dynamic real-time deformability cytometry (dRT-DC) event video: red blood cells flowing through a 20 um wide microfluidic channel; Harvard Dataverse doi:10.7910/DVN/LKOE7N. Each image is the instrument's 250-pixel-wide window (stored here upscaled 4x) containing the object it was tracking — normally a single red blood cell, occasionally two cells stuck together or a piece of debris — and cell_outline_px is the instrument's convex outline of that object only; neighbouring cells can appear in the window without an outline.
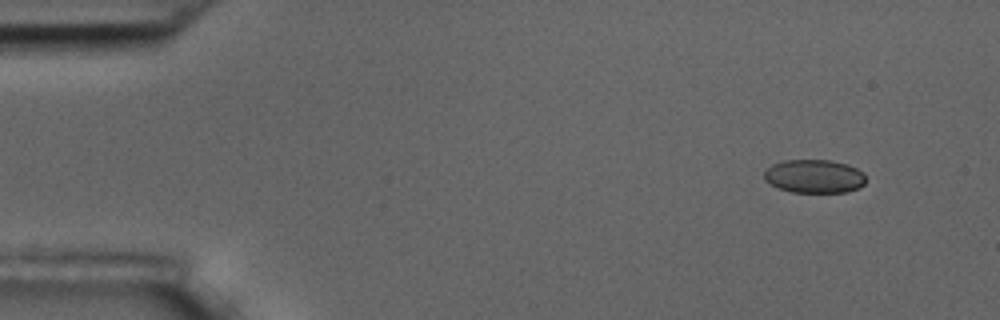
{"species": "common noctule bat (a hibernating species)", "species_latin": "Nyctalus noctula", "temperature_condition": "room temperature", "stored_images_in_passage": 5, "camera_frame_rate_fps": 3000, "um_per_image_px": 0.085, "animal": {"sex": "male", "body_mass_g": 17.5, "forearm_length_mm": 52.3}, "frame": {"image": 1, "passage_image": 1, "time_ms": 0.0, "image_size_px": [1000, 320], "cell_outline_px": [[864, 184], [860, 188], [848, 192], [792, 192], [780, 188], [764, 180], [764, 172], [772, 164], [784, 160], [832, 160], [848, 164], [864, 172]], "centroid_in_image_um": [69.24, 14.98], "position_along_channel_um": 15.8, "area_um2": 19.88}}